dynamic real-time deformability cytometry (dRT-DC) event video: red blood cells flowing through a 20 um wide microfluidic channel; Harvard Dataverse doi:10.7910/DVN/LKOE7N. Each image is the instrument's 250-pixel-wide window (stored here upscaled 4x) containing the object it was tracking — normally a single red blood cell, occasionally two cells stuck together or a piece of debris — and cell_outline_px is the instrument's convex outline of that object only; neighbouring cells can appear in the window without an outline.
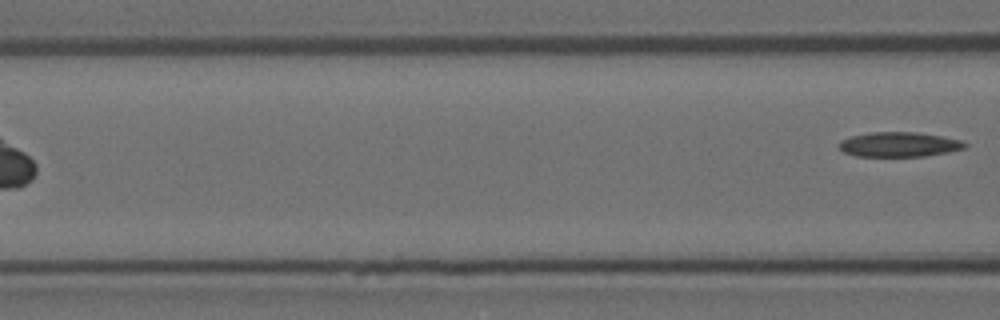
{"species": "Egyptian fruit bat (a non-hibernating species)", "species_latin": "Rousettus aegyptiacus", "temperature_condition": "room temperature", "stored_images_in_passage": 7, "camera_frame_rate_fps": 3000, "um_per_image_px": 0.085, "animal": {"sex": "female"}, "frame": {"image": 1, "passage_image": 7, "time_ms": 2.0, "image_size_px": [1000, 320], "cell_outline_px": [[968, 144], [964, 148], [948, 152], [924, 156], [856, 156], [844, 152], [836, 144], [840, 140], [852, 136], [872, 132], [912, 132], [940, 136], [960, 140]], "centroid_in_image_um": [76.38, 12.28], "position_along_channel_um": 90.2, "area_um2": 17.98}}